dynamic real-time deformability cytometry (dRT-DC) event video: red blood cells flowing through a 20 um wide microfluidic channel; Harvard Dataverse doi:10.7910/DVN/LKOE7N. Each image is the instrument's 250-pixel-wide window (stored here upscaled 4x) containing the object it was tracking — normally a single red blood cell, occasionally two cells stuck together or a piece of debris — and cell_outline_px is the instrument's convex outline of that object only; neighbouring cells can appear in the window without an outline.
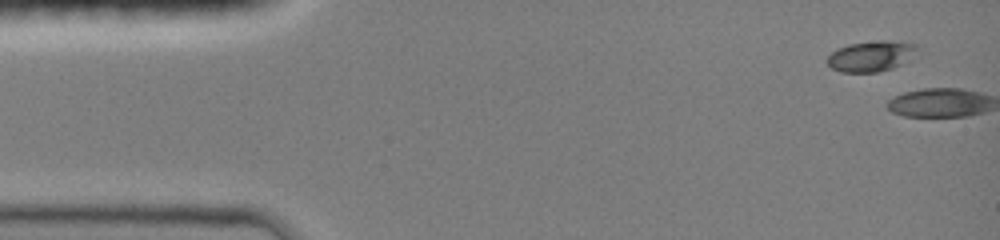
{"species": "common noctule bat (a hibernating species)", "species_latin": "Nyctalus noctula", "temperature_condition": "room temperature", "stored_images_in_passage": 9, "camera_frame_rate_fps": 3000, "um_per_image_px": 0.085, "animal": {"sex": "female", "body_mass_g": 19.0, "forearm_length_mm": 51.5}, "frame": {"image": 1, "passage_image": 1, "time_ms": 0.0, "image_size_px": [1000, 240], "cell_outline_px": [[924, 56], [892, 68], [880, 72], [840, 72], [832, 68], [824, 60], [836, 48], [848, 44], [880, 40], [888, 40], [916, 44], [924, 52]], "centroid_in_image_um": [74.2, 4.77], "position_along_channel_um": 10.8, "area_um2": 16.99}}
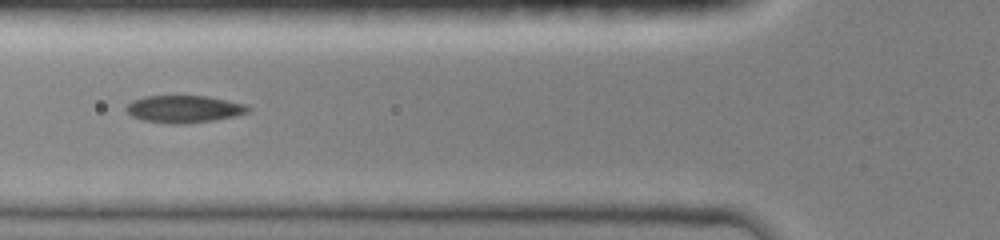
{"frame": {"image": 2, "passage_image": 7, "time_ms": 5.667, "image_size_px": [1000, 240], "cell_outline_px": [[252, 108], [248, 112], [236, 116], [212, 120], [180, 124], [172, 124], [144, 120], [132, 116], [124, 108], [132, 100], [144, 96], [208, 96], [244, 104]], "centroid_in_image_um": [15.63, 9.26], "position_along_channel_um": 110.2, "area_um2": 19.25}}
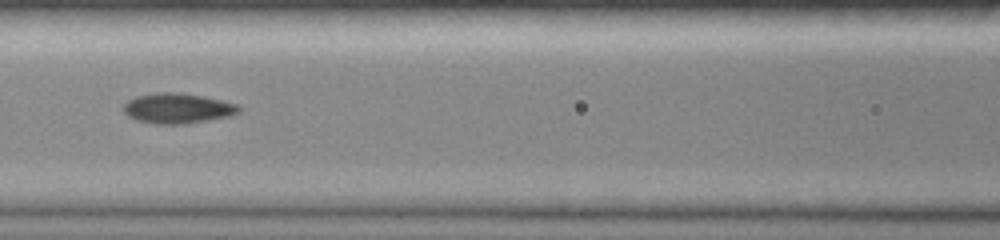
{"frame": {"image": 3, "passage_image": 8, "time_ms": 6.667, "image_size_px": [1000, 240], "cell_outline_px": [[240, 112], [228, 116], [184, 124], [156, 124], [136, 120], [128, 116], [124, 112], [124, 104], [128, 100], [136, 96], [156, 92], [176, 92], [200, 96], [240, 104]], "centroid_in_image_um": [15.07, 9.2], "position_along_channel_um": 151.5, "area_um2": 20.17}}